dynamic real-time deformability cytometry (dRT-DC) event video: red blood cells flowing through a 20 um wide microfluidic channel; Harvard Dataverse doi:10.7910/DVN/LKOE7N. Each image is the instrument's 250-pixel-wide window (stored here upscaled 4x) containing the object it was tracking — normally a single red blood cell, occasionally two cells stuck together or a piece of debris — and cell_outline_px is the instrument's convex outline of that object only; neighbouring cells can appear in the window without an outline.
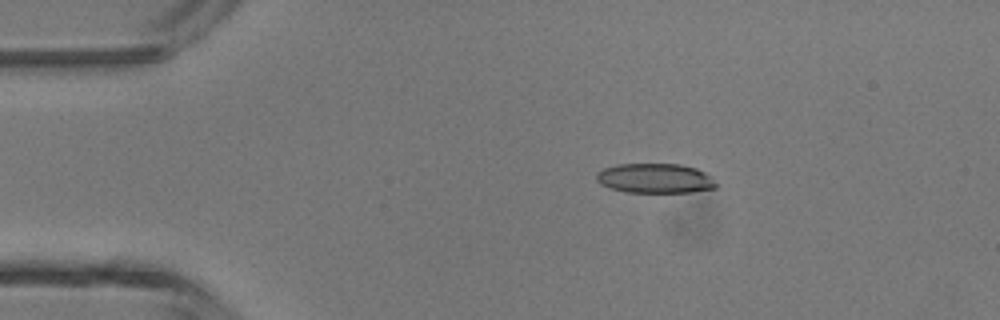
{"species": "common noctule bat (a hibernating species)", "species_latin": "Nyctalus noctula", "temperature_condition": "room temperature", "stored_images_in_passage": 5, "camera_frame_rate_fps": 3000, "um_per_image_px": 0.085, "animal": {"sex": "male", "body_mass_g": 13.3}, "frame": {"image": 1, "passage_image": 3, "time_ms": 0.667, "image_size_px": [1000, 320], "cell_outline_px": [[716, 188], [692, 192], [624, 192], [608, 188], [600, 184], [596, 180], [596, 172], [604, 168], [616, 164], [680, 164], [696, 168], [712, 176], [716, 184]], "centroid_in_image_um": [55.66, 15.16], "position_along_channel_um": 29.3, "area_um2": 20.92}}
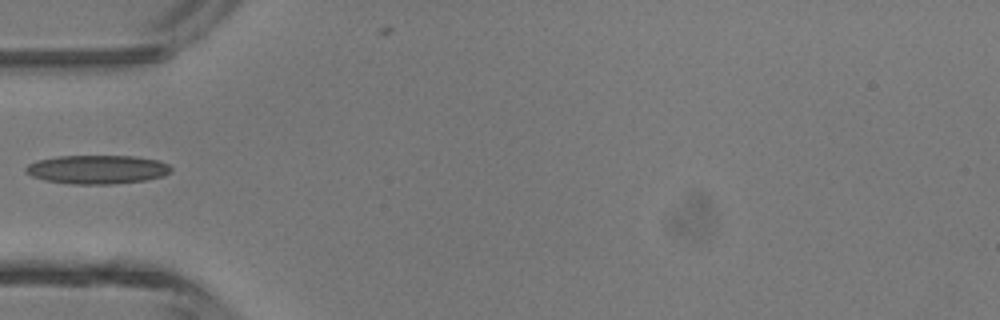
{"frame": {"image": 2, "passage_image": 5, "time_ms": 1.333, "image_size_px": [1000, 320], "cell_outline_px": [[172, 172], [164, 176], [144, 180], [112, 184], [72, 184], [44, 180], [32, 176], [24, 172], [24, 168], [28, 164], [36, 160], [56, 156], [136, 156], [160, 160], [168, 164], [172, 168]], "centroid_in_image_um": [8.26, 14.4], "position_along_channel_um": 76.7, "area_um2": 24.62}}